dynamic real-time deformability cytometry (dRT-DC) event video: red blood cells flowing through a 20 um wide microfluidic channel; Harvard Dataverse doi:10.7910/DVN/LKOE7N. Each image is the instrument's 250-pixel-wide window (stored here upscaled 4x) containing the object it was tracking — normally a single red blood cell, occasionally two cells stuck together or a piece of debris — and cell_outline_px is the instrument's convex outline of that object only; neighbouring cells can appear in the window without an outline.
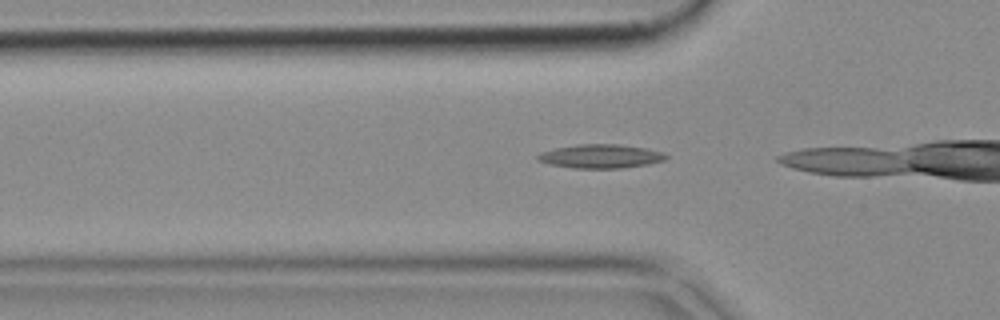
{"species": "common noctule bat (a hibernating species)", "species_latin": "Nyctalus noctula", "temperature_condition": "cold", "stored_images_in_passage": 18, "camera_frame_rate_fps": 3000, "um_per_image_px": 0.085, "animal": {"sex": "female", "body_mass_g": 18.4}, "frame": {"image": 1, "passage_image": 12, "time_ms": 3.667, "image_size_px": [1000, 320], "cell_outline_px": [[668, 156], [664, 160], [648, 164], [620, 168], [572, 168], [548, 164], [536, 160], [536, 156], [540, 152], [556, 148], [576, 144], [620, 144], [644, 148], [660, 152]], "centroid_in_image_um": [50.98, 13.28], "position_along_channel_um": 74.8, "area_um2": 17.74}}